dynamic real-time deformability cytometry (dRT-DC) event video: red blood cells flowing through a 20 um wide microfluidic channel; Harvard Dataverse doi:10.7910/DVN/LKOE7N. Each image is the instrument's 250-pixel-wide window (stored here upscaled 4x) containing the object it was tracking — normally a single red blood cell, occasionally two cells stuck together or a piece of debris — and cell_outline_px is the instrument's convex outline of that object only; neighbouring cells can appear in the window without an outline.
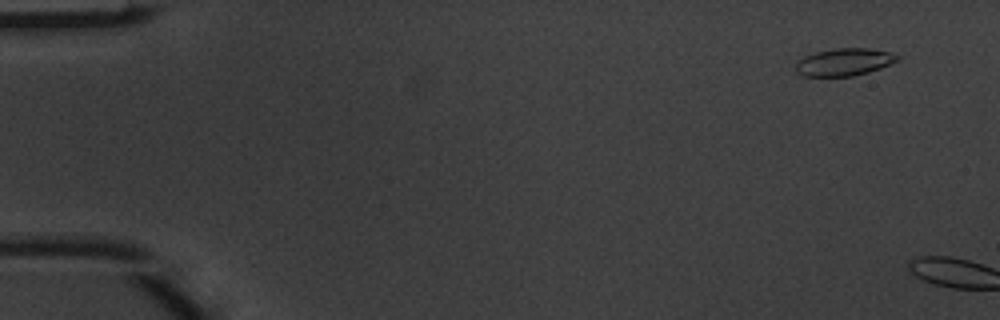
{"species": "common noctule bat (a hibernating species)", "species_latin": "Nyctalus noctula", "temperature_condition": "warm", "stored_images_in_passage": 2, "camera_frame_rate_fps": 3000, "um_per_image_px": 0.085, "animal": {"sex": "male", "body_mass_g": 20.1, "forearm_length_mm": 53.5}, "frame": {"image": 1, "passage_image": 1, "time_ms": 0.0, "image_size_px": [1000, 320], "cell_outline_px": [[900, 60], [880, 68], [868, 72], [852, 76], [800, 76], [796, 72], [796, 64], [804, 56], [816, 52], [836, 48], [868, 48], [888, 52], [900, 56]], "centroid_in_image_um": [71.75, 5.28], "position_along_channel_um": 13.2, "area_um2": 16.18}}